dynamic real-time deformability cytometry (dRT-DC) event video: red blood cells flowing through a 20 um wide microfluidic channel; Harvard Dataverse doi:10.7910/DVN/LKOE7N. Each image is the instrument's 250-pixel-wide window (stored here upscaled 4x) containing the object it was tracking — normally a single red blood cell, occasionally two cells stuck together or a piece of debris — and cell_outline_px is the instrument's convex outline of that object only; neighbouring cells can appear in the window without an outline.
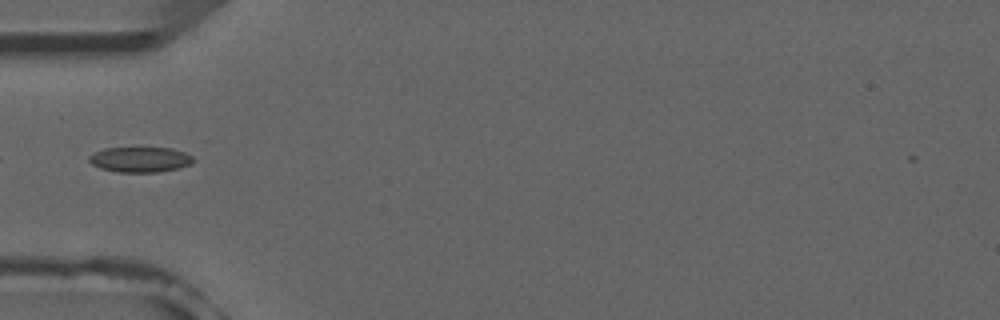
{"species": "common noctule bat (a hibernating species)", "species_latin": "Nyctalus noctula", "temperature_condition": "room temperature", "stored_images_in_passage": 4, "camera_frame_rate_fps": 3000, "um_per_image_px": 0.085, "animal": {"sex": "male", "forearm_length_mm": 52.5}, "frame": {"image": 1, "passage_image": 4, "time_ms": 3.333, "image_size_px": [1000, 320], "cell_outline_px": [[196, 160], [192, 164], [180, 168], [156, 172], [116, 172], [100, 168], [92, 164], [88, 160], [88, 156], [104, 148], [172, 148], [184, 152], [192, 156]], "centroid_in_image_um": [11.94, 13.56], "position_along_channel_um": 73.1, "area_um2": 15.43}}